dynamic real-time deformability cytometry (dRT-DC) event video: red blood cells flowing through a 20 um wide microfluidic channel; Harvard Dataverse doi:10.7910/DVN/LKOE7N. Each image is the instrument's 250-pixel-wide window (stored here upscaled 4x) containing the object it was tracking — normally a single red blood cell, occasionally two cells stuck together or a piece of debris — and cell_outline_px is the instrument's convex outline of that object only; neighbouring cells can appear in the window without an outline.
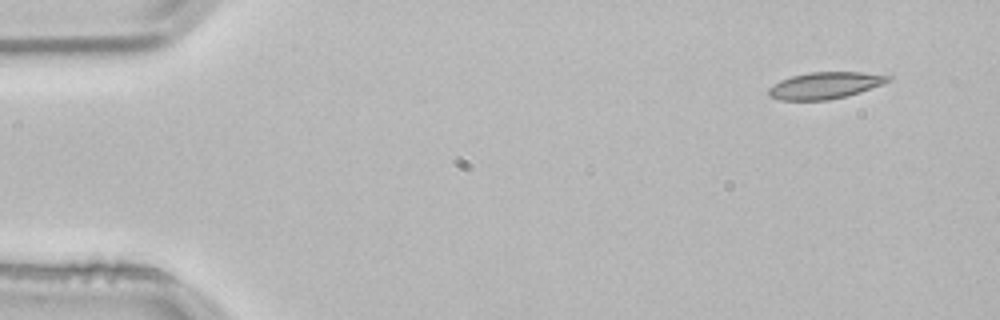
{"species": "common noctule bat (a hibernating species)", "species_latin": "Nyctalus noctula", "temperature_condition": "room temperature", "stored_images_in_passage": 3, "camera_frame_rate_fps": 3000, "um_per_image_px": 0.085, "animal": {"sex": "male", "body_mass_g": 21.5, "forearm_length_mm": 52.0}, "frame": {"image": 1, "passage_image": 1, "time_ms": 0.0, "image_size_px": [1000, 320], "cell_outline_px": [[892, 80], [884, 84], [860, 92], [828, 100], [780, 100], [768, 96], [768, 88], [780, 80], [792, 76], [808, 72], [860, 72], [892, 76]], "centroid_in_image_um": [70.13, 7.26], "position_along_channel_um": 14.9, "area_um2": 18.61}}
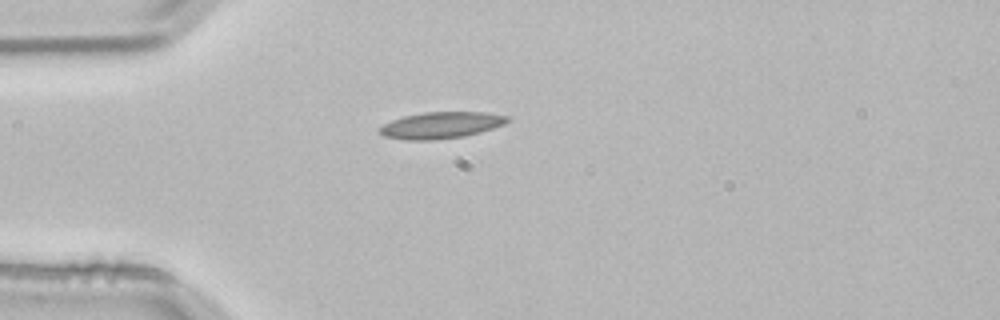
{"frame": {"image": 2, "passage_image": 3, "time_ms": 0.667, "image_size_px": [1000, 320], "cell_outline_px": [[512, 120], [504, 124], [480, 132], [464, 136], [432, 140], [404, 140], [384, 136], [380, 132], [380, 128], [384, 124], [392, 120], [404, 116], [424, 112], [488, 112], [508, 116]], "centroid_in_image_um": [37.52, 10.63], "position_along_channel_um": 47.5, "area_um2": 19.71}}